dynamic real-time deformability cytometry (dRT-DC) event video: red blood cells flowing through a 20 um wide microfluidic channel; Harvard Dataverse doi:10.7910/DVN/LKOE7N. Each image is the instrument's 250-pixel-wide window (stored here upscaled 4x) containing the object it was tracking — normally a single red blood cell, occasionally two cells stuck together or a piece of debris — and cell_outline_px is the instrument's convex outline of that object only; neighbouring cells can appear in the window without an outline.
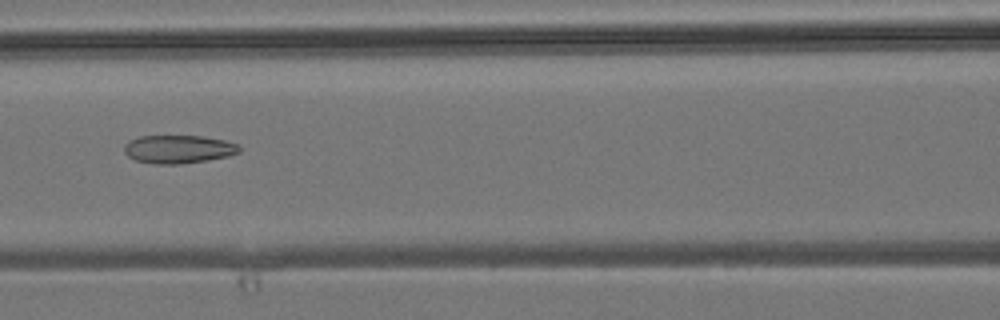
{"species": "common noctule bat (a hibernating species)", "species_latin": "Nyctalus noctula", "temperature_condition": "room temperature", "stored_images_in_passage": 6, "camera_frame_rate_fps": 3000, "um_per_image_px": 0.085, "animal": {"sex": "male", "body_mass_g": 19.2, "forearm_length_mm": 51.8}, "frame": {"image": 1, "passage_image": 6, "time_ms": 6.667, "image_size_px": [1000, 320], "cell_outline_px": [[240, 152], [228, 156], [208, 160], [180, 164], [152, 164], [136, 160], [128, 156], [124, 152], [124, 144], [128, 140], [140, 136], [200, 136], [224, 140], [236, 144], [240, 148]], "centroid_in_image_um": [15.13, 12.68], "position_along_channel_um": 151.5, "area_um2": 18.96}}